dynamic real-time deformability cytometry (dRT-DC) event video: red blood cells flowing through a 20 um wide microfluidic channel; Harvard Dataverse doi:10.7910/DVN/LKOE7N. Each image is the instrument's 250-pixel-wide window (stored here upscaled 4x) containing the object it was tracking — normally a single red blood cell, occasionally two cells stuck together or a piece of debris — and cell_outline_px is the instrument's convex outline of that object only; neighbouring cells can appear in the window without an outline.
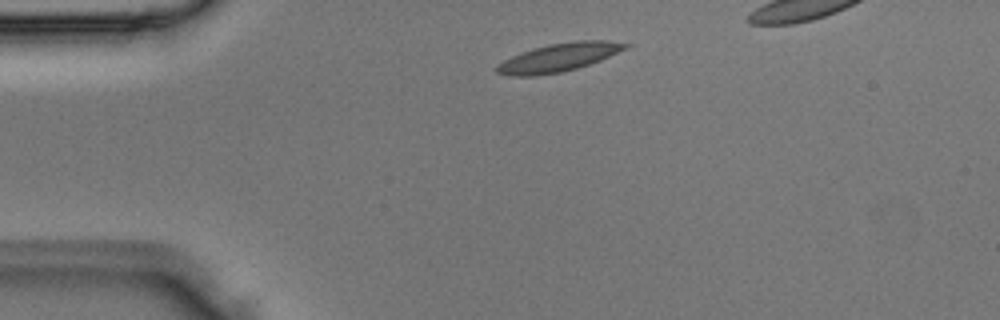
{"species": "Egyptian fruit bat (a non-hibernating species)", "species_latin": "Rousettus aegyptiacus", "temperature_condition": "room temperature", "stored_images_in_passage": 3, "camera_frame_rate_fps": 3000, "um_per_image_px": 0.085, "animal": {"sex": "male"}, "frame": {"image": 1, "passage_image": 1, "time_ms": 0.0, "image_size_px": [1000, 320], "cell_outline_px": [[632, 44], [628, 48], [600, 60], [576, 68], [560, 72], [536, 76], [508, 76], [496, 72], [496, 64], [512, 56], [532, 48], [548, 44], [576, 40], [608, 40]], "centroid_in_image_um": [47.49, 4.87], "position_along_channel_um": 37.5, "area_um2": 21.27}}